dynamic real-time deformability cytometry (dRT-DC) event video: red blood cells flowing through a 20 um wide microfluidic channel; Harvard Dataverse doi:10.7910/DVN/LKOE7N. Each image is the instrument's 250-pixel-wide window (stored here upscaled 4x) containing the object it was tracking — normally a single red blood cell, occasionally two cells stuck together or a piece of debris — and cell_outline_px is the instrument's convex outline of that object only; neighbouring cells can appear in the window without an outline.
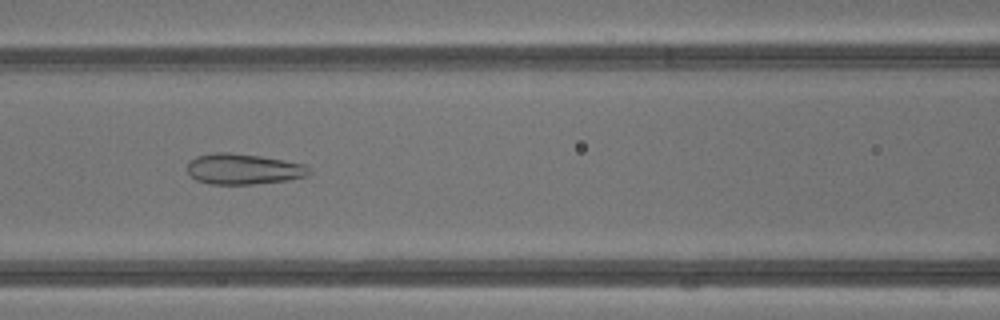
{"species": "common noctule bat (a hibernating species)", "species_latin": "Nyctalus noctula", "temperature_condition": "warm", "stored_images_in_passage": 37, "camera_frame_rate_fps": 3000, "um_per_image_px": 0.085, "animal": {"sex": "male", "body_mass_g": 13.3}, "frame": {"image": 1, "passage_image": 16, "time_ms": 5.0, "image_size_px": [1000, 320], "cell_outline_px": [[312, 172], [308, 176], [288, 180], [252, 184], [212, 184], [196, 180], [188, 172], [188, 160], [196, 156], [216, 152], [232, 152], [260, 156], [284, 160], [304, 164], [312, 168]], "centroid_in_image_um": [20.72, 14.36], "position_along_channel_um": 145.9, "area_um2": 21.96}}
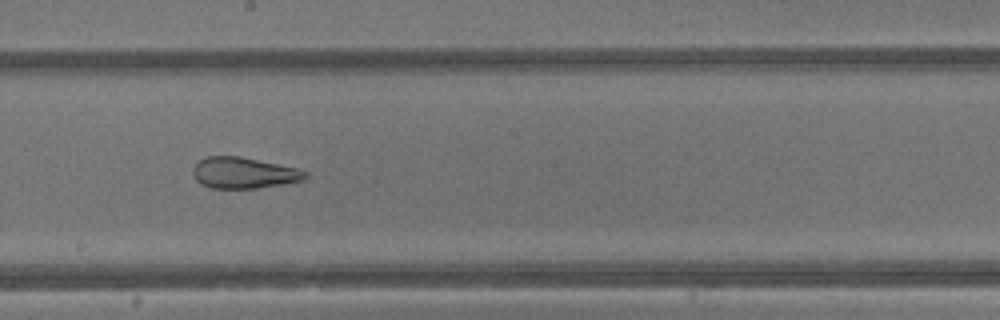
{"frame": {"image": 2, "passage_image": 21, "time_ms": 6.667, "image_size_px": [1000, 320], "cell_outline_px": [[308, 176], [304, 180], [284, 184], [260, 188], [212, 188], [200, 184], [192, 176], [192, 168], [200, 160], [208, 156], [240, 156], [296, 168], [308, 172]], "centroid_in_image_um": [20.71, 14.7], "position_along_channel_um": 227.5, "area_um2": 20.46}}
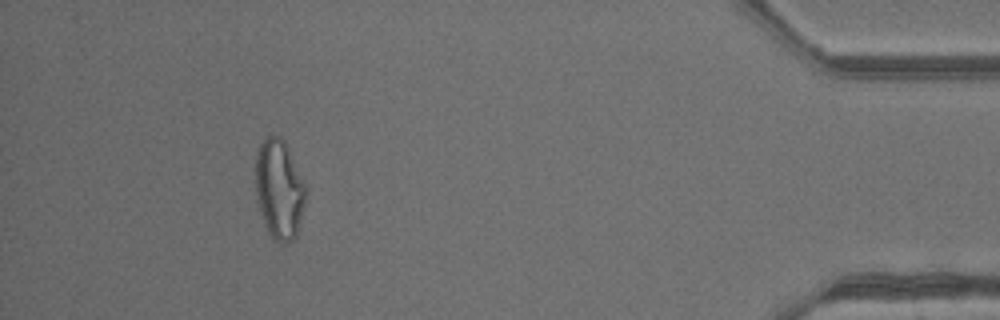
{"frame": {"image": 3, "passage_image": 36, "time_ms": 11.667, "image_size_px": [1000, 320], "cell_outline_px": [[304, 204], [296, 236], [288, 244], [280, 244], [272, 240], [264, 224], [256, 196], [256, 156], [260, 144], [264, 136], [280, 136], [284, 140], [288, 148], [304, 184]], "centroid_in_image_um": [23.7, 16.12], "position_along_channel_um": 411.5, "area_um2": 28.78}}